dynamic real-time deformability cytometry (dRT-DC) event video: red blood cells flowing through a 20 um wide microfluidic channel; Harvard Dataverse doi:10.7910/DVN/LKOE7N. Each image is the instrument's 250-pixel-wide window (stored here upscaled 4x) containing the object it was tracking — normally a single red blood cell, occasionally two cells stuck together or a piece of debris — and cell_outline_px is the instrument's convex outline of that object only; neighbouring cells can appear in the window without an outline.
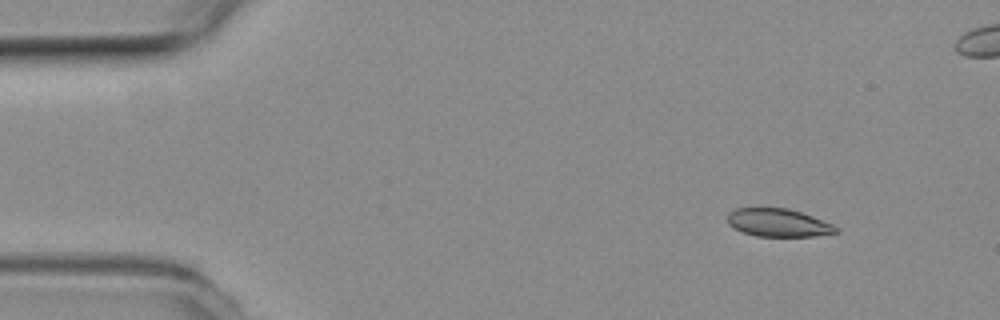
{"species": "common noctule bat (a hibernating species)", "species_latin": "Nyctalus noctula", "temperature_condition": "room temperature", "stored_images_in_passage": 6, "camera_frame_rate_fps": 3000, "um_per_image_px": 0.085, "animal": {"sex": "female", "body_mass_g": 19.3, "forearm_length_mm": 54.1}, "frame": {"image": 1, "passage_image": 1, "time_ms": 0.0, "image_size_px": [1000, 320], "cell_outline_px": [[840, 232], [816, 236], [756, 236], [744, 232], [728, 224], [728, 212], [736, 208], [788, 208], [812, 216], [832, 224], [840, 228]], "centroid_in_image_um": [66.18, 18.93], "position_along_channel_um": 18.8, "area_um2": 17.63}}
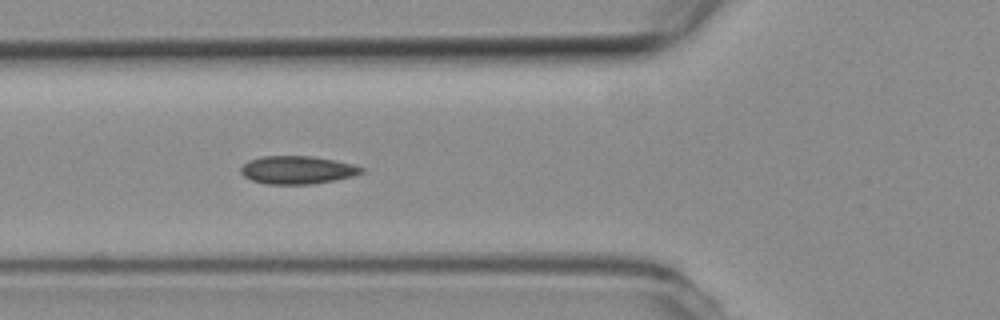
{"frame": {"image": 2, "passage_image": 5, "time_ms": 1.333, "image_size_px": [1000, 320], "cell_outline_px": [[364, 172], [352, 176], [336, 180], [312, 184], [264, 184], [252, 180], [244, 176], [240, 172], [240, 168], [248, 160], [260, 156], [312, 156], [336, 160], [352, 164], [364, 168]], "centroid_in_image_um": [25.26, 14.44], "position_along_channel_um": 100.5, "area_um2": 19.83}}
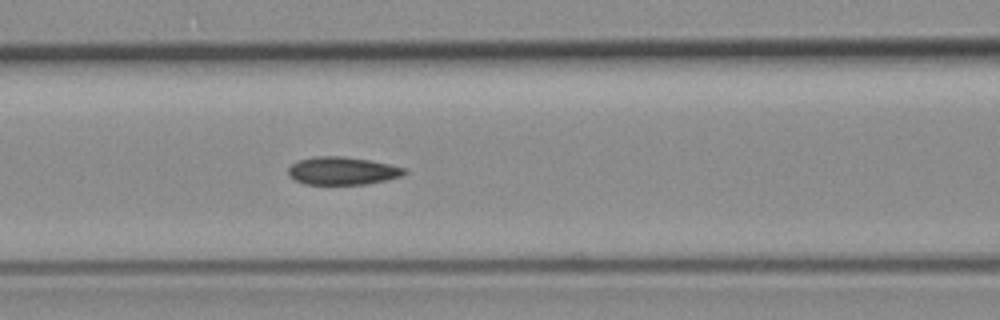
{"frame": {"image": 3, "passage_image": 6, "time_ms": 1.667, "image_size_px": [1000, 320], "cell_outline_px": [[408, 172], [404, 176], [388, 180], [368, 184], [304, 184], [288, 176], [288, 168], [292, 164], [300, 160], [316, 156], [344, 156], [368, 160], [408, 168]], "centroid_in_image_um": [29.16, 14.53], "position_along_channel_um": 137.4, "area_um2": 19.02}}